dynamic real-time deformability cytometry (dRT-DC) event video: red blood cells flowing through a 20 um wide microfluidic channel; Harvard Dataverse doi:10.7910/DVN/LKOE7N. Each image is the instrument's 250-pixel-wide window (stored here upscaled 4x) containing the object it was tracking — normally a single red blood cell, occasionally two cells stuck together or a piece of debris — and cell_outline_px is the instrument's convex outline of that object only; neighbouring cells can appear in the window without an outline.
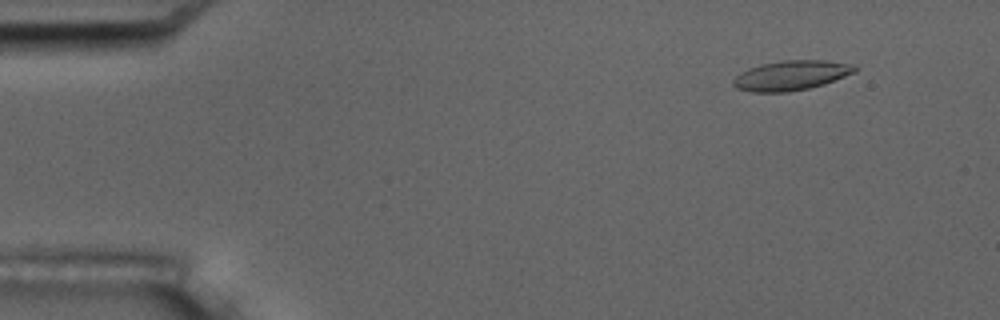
{"species": "common noctule bat (a hibernating species)", "species_latin": "Nyctalus noctula", "temperature_condition": "room temperature", "stored_images_in_passage": 5, "camera_frame_rate_fps": 3000, "um_per_image_px": 0.085, "animal": {"sex": "male", "body_mass_g": 17.5, "forearm_length_mm": 52.3}, "frame": {"image": 1, "passage_image": 2, "time_ms": 1.0, "image_size_px": [1000, 320], "cell_outline_px": [[860, 68], [856, 72], [824, 84], [808, 88], [788, 92], [752, 92], [736, 88], [732, 84], [732, 80], [740, 72], [748, 68], [760, 64], [784, 60], [824, 60], [856, 64]], "centroid_in_image_um": [67.27, 6.4], "position_along_channel_um": 17.7, "area_um2": 21.33}}
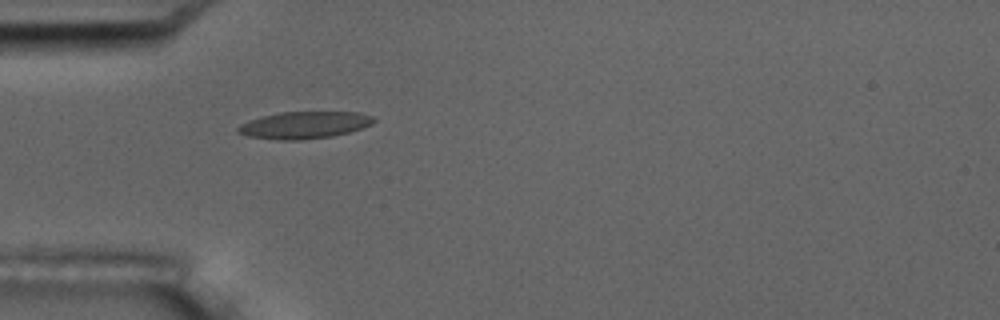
{"frame": {"image": 2, "passage_image": 5, "time_ms": 4.667, "image_size_px": [1000, 320], "cell_outline_px": [[376, 120], [372, 124], [364, 128], [332, 136], [300, 140], [280, 140], [248, 136], [236, 132], [236, 128], [240, 124], [248, 120], [280, 112], [360, 112], [372, 116]], "centroid_in_image_um": [25.87, 10.63], "position_along_channel_um": 59.1, "area_um2": 21.44}}